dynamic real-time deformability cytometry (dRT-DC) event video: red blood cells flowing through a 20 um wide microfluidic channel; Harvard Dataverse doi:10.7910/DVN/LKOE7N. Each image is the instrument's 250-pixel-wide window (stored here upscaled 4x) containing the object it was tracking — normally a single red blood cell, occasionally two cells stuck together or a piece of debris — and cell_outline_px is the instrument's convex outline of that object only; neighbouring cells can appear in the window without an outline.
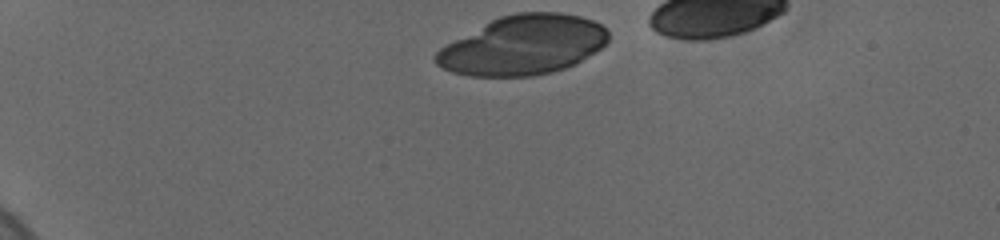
{"species": "human", "species_latin": "Homo sapiens", "temperature_condition": "cold", "stored_images_in_passage": 32, "camera_frame_rate_fps": 3000, "um_per_image_px": 0.085, "donor": {"sex": "female"}, "frame": {"image": 1, "passage_image": 1, "time_ms": 0.0, "image_size_px": [1000, 240], "cell_outline_px": [[608, 40], [600, 48], [580, 60], [564, 68], [532, 76], [468, 76], [452, 72], [436, 64], [432, 60], [432, 56], [440, 48], [492, 20], [500, 16], [516, 12], [560, 12], [580, 16], [592, 20], [600, 24], [608, 32]], "centroid_in_image_um": [44.43, 3.84], "position_along_channel_um": 40.6, "area_um2": 59.01}}